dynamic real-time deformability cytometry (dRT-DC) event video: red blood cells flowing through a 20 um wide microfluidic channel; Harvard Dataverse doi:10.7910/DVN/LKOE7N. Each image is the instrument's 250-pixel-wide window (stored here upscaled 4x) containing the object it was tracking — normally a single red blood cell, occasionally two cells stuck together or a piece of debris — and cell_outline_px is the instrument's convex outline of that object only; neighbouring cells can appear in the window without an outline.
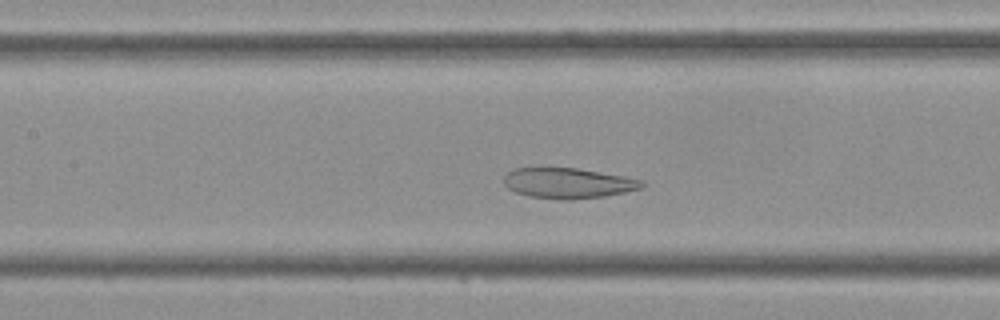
{"species": "Egyptian fruit bat (a non-hibernating species)", "species_latin": "Rousettus aegyptiacus", "temperature_condition": "cold", "stored_images_in_passage": 41, "camera_frame_rate_fps": 3000, "um_per_image_px": 0.085, "frame": {"image": 1, "passage_image": 16, "time_ms": 5.0, "image_size_px": [1000, 320], "cell_outline_px": [[644, 184], [640, 188], [624, 192], [604, 196], [572, 200], [564, 200], [532, 196], [516, 192], [508, 188], [504, 184], [504, 176], [512, 168], [544, 164], [576, 168], [624, 176], [644, 180]], "centroid_in_image_um": [48.2, 15.51], "position_along_channel_um": 159.2, "area_um2": 25.2}}
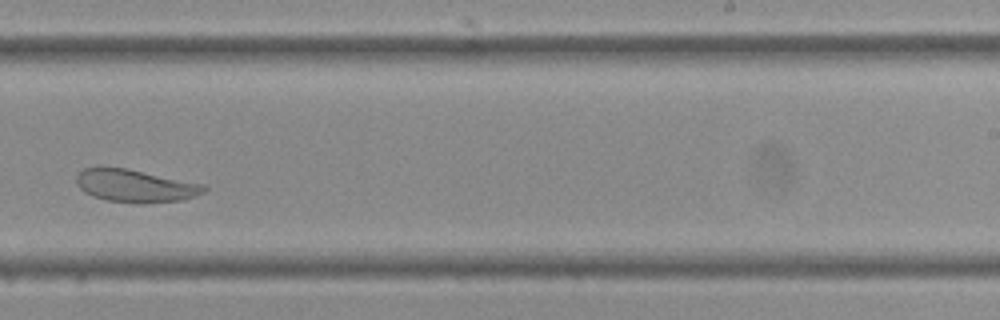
{"frame": {"image": 2, "passage_image": 24, "time_ms": 7.667, "image_size_px": [1000, 320], "cell_outline_px": [[208, 188], [204, 192], [196, 196], [184, 200], [148, 204], [136, 204], [108, 200], [92, 196], [84, 192], [76, 184], [76, 176], [84, 168], [96, 164], [100, 164], [128, 168], [204, 184]], "centroid_in_image_um": [11.47, 15.77], "position_along_channel_um": 277.5, "area_um2": 25.26}}
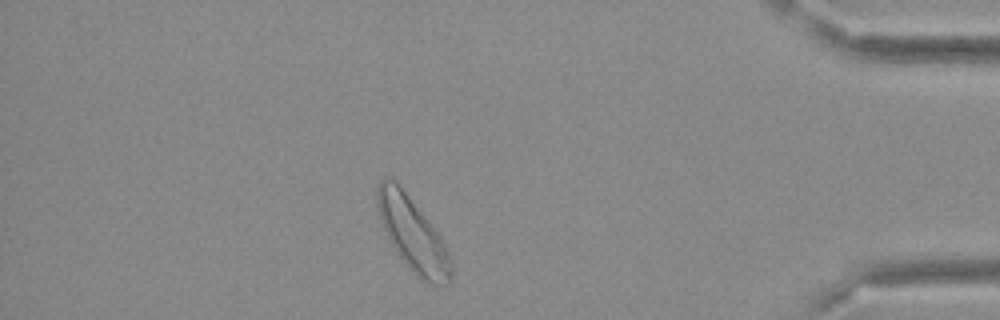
{"frame": {"image": 3, "passage_image": 35, "time_ms": 11.333, "image_size_px": [1000, 320], "cell_outline_px": [[452, 280], [448, 284], [432, 284], [420, 280], [408, 268], [396, 252], [380, 220], [376, 204], [376, 184], [384, 176], [392, 176], [400, 184], [428, 220], [440, 236], [448, 252], [452, 264]], "centroid_in_image_um": [35.05, 19.88], "position_along_channel_um": 400.2, "area_um2": 31.96}}